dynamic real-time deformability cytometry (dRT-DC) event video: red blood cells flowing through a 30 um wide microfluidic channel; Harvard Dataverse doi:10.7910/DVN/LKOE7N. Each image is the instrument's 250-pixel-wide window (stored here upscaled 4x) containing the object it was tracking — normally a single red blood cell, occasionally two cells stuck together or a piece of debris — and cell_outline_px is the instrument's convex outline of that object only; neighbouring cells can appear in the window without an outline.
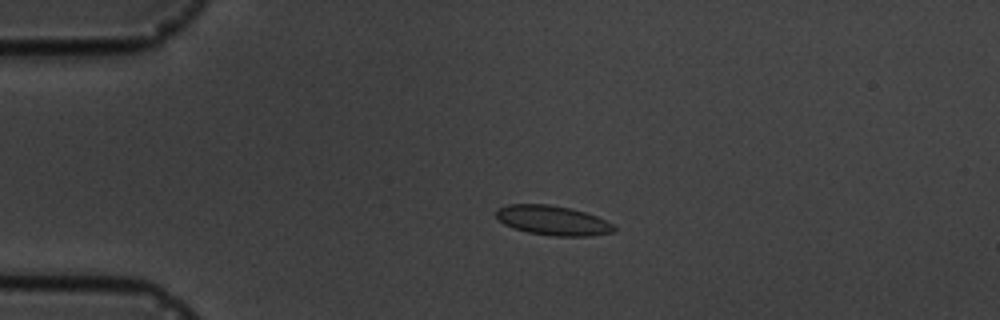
{"species": "common noctule bat (a hibernating species)", "species_latin": "Nyctalus noctula", "temperature_condition": "cold", "stored_images_in_passage": 3, "camera_frame_rate_fps": 3000, "um_per_image_px": 0.085, "animal": {"sex": "male", "body_mass_g": 19.5, "forearm_length_mm": 54.6}, "frame": {"image": 1, "passage_image": 2, "time_ms": 1.0, "image_size_px": [1000, 320], "cell_outline_px": [[616, 232], [588, 236], [552, 236], [528, 232], [512, 228], [504, 224], [496, 216], [496, 208], [508, 204], [548, 204], [568, 208], [584, 212], [596, 216], [612, 224], [616, 228]], "centroid_in_image_um": [46.96, 18.74], "position_along_channel_um": 38.0, "area_um2": 20.29}}